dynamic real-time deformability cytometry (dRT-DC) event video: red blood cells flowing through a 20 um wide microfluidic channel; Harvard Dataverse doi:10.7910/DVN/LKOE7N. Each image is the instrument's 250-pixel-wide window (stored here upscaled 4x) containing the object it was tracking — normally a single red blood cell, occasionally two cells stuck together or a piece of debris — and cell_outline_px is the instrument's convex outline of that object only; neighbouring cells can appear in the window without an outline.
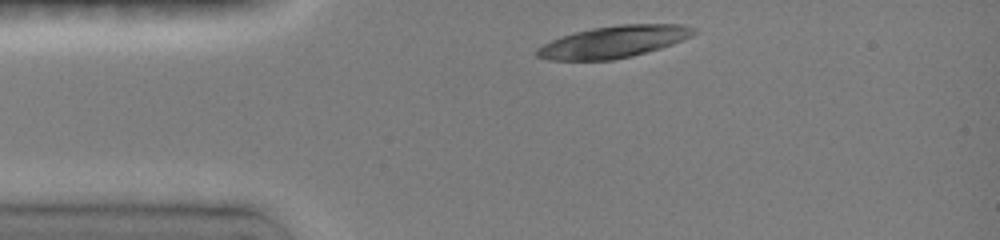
{"species": "common noctule bat (a hibernating species)", "species_latin": "Nyctalus noctula", "temperature_condition": "room temperature", "stored_images_in_passage": 2, "camera_frame_rate_fps": 3000, "um_per_image_px": 0.085, "animal": {"sex": "female", "body_mass_g": 19.0, "forearm_length_mm": 51.5}, "frame": {"image": 1, "passage_image": 1, "time_ms": 0.0, "image_size_px": [1000, 240], "cell_outline_px": [[696, 32], [672, 44], [660, 48], [612, 60], [552, 60], [536, 56], [536, 48], [560, 36], [572, 32], [592, 28], [616, 24], [680, 24], [696, 28]], "centroid_in_image_um": [52.1, 3.54], "position_along_channel_um": 32.9, "area_um2": 28.84}}